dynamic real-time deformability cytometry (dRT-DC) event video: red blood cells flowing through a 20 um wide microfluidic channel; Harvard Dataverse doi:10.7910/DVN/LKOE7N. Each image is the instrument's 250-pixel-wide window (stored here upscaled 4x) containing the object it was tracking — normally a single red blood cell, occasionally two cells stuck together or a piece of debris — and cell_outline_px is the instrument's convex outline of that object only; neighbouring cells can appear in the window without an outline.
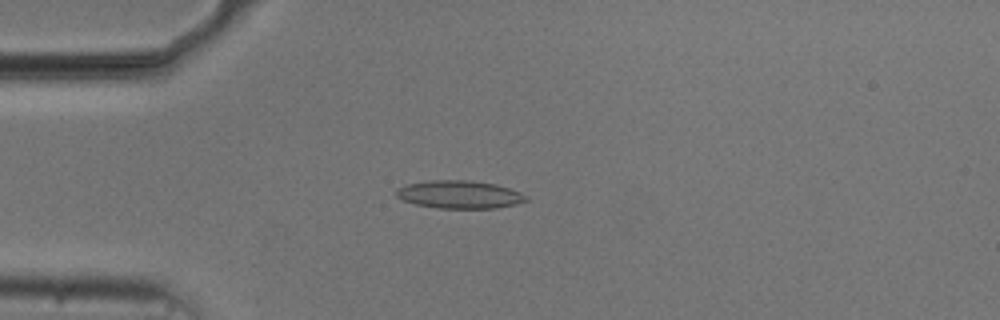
{"species": "common noctule bat (a hibernating species)", "species_latin": "Nyctalus noctula", "temperature_condition": "cold", "stored_images_in_passage": 53, "camera_frame_rate_fps": 3000, "um_per_image_px": 0.085, "animal": {"sex": "male", "body_mass_g": 20.5, "forearm_length_mm": 52.5}, "frame": {"image": 1, "passage_image": 13, "time_ms": 4.0, "image_size_px": [1000, 320], "cell_outline_px": [[528, 200], [516, 204], [496, 208], [436, 208], [416, 204], [404, 200], [396, 196], [396, 188], [408, 184], [432, 180], [468, 180], [496, 184], [520, 192], [528, 196]], "centroid_in_image_um": [39.07, 16.53], "position_along_channel_um": 45.9, "area_um2": 21.04}}
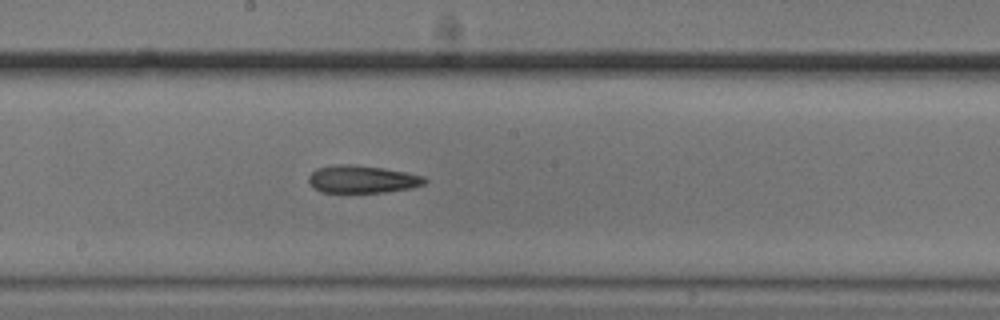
{"frame": {"image": 2, "passage_image": 28, "time_ms": 9.0, "image_size_px": [1000, 320], "cell_outline_px": [[428, 180], [424, 184], [412, 188], [384, 192], [320, 192], [312, 188], [308, 184], [308, 176], [316, 168], [336, 164], [356, 164], [384, 168], [424, 176]], "centroid_in_image_um": [30.75, 15.23], "position_along_channel_um": 217.5, "area_um2": 18.9}}
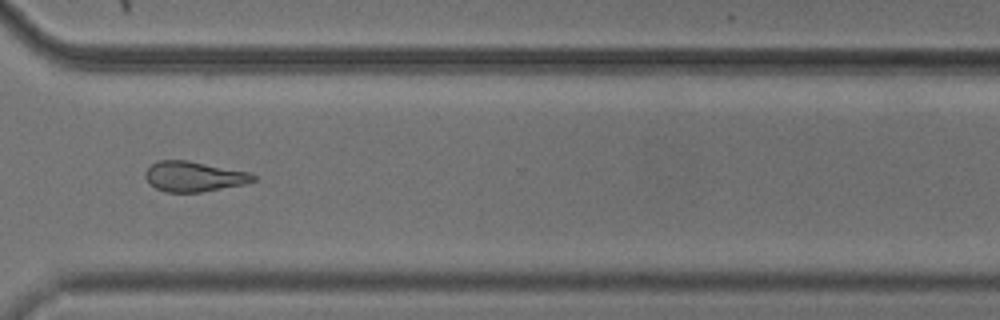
{"frame": {"image": 3, "passage_image": 39, "time_ms": 12.667, "image_size_px": [1000, 320], "cell_outline_px": [[256, 180], [244, 184], [200, 192], [164, 192], [156, 188], [144, 176], [144, 172], [156, 160], [184, 160], [248, 172], [256, 176]], "centroid_in_image_um": [16.45, 15.0], "position_along_channel_um": 354.2, "area_um2": 18.67}, "authors_computed_cell_mechanics": {"area_um2": 19.7098, "velocity_mm_per_s": 3.7402, "shape_relaxation_time_tau1_ms": null, "shape_relaxation_time_tau2_ms": 9.1686, "deformation_change_tau1": null, "deformation_change_tau2": 0.2132}}